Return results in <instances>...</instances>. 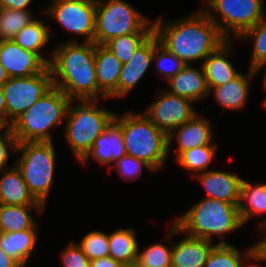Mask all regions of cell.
Returning a JSON list of instances; mask_svg holds the SVG:
<instances>
[{
	"label": "cell",
	"instance_id": "cell-51",
	"mask_svg": "<svg viewBox=\"0 0 266 267\" xmlns=\"http://www.w3.org/2000/svg\"><path fill=\"white\" fill-rule=\"evenodd\" d=\"M90 1H93V2H99L100 0H90Z\"/></svg>",
	"mask_w": 266,
	"mask_h": 267
},
{
	"label": "cell",
	"instance_id": "cell-24",
	"mask_svg": "<svg viewBox=\"0 0 266 267\" xmlns=\"http://www.w3.org/2000/svg\"><path fill=\"white\" fill-rule=\"evenodd\" d=\"M39 224L19 232L0 233V248L21 267H26L37 245Z\"/></svg>",
	"mask_w": 266,
	"mask_h": 267
},
{
	"label": "cell",
	"instance_id": "cell-48",
	"mask_svg": "<svg viewBox=\"0 0 266 267\" xmlns=\"http://www.w3.org/2000/svg\"><path fill=\"white\" fill-rule=\"evenodd\" d=\"M264 69L265 70V74H264V78H263V86H266V62L265 63H263L260 67H258V69L256 70V72H257V74H258V72H260L261 71V69Z\"/></svg>",
	"mask_w": 266,
	"mask_h": 267
},
{
	"label": "cell",
	"instance_id": "cell-22",
	"mask_svg": "<svg viewBox=\"0 0 266 267\" xmlns=\"http://www.w3.org/2000/svg\"><path fill=\"white\" fill-rule=\"evenodd\" d=\"M185 235L172 243L171 267H204L209 253L217 243Z\"/></svg>",
	"mask_w": 266,
	"mask_h": 267
},
{
	"label": "cell",
	"instance_id": "cell-15",
	"mask_svg": "<svg viewBox=\"0 0 266 267\" xmlns=\"http://www.w3.org/2000/svg\"><path fill=\"white\" fill-rule=\"evenodd\" d=\"M160 43L153 32L135 51L133 57L125 64L119 75L118 98H124L136 87L153 62L155 47Z\"/></svg>",
	"mask_w": 266,
	"mask_h": 267
},
{
	"label": "cell",
	"instance_id": "cell-35",
	"mask_svg": "<svg viewBox=\"0 0 266 267\" xmlns=\"http://www.w3.org/2000/svg\"><path fill=\"white\" fill-rule=\"evenodd\" d=\"M77 245L90 261L109 256V234L104 231H90Z\"/></svg>",
	"mask_w": 266,
	"mask_h": 267
},
{
	"label": "cell",
	"instance_id": "cell-7",
	"mask_svg": "<svg viewBox=\"0 0 266 267\" xmlns=\"http://www.w3.org/2000/svg\"><path fill=\"white\" fill-rule=\"evenodd\" d=\"M19 159L14 161L30 193L44 207L54 183L56 154L53 142L17 143Z\"/></svg>",
	"mask_w": 266,
	"mask_h": 267
},
{
	"label": "cell",
	"instance_id": "cell-17",
	"mask_svg": "<svg viewBox=\"0 0 266 267\" xmlns=\"http://www.w3.org/2000/svg\"><path fill=\"white\" fill-rule=\"evenodd\" d=\"M168 92L175 96L190 99L194 103L200 102L209 96L205 72L201 64L200 68L194 65H184L174 76L170 77Z\"/></svg>",
	"mask_w": 266,
	"mask_h": 267
},
{
	"label": "cell",
	"instance_id": "cell-23",
	"mask_svg": "<svg viewBox=\"0 0 266 267\" xmlns=\"http://www.w3.org/2000/svg\"><path fill=\"white\" fill-rule=\"evenodd\" d=\"M0 204L2 205H42L30 193L20 170L15 164L0 171Z\"/></svg>",
	"mask_w": 266,
	"mask_h": 267
},
{
	"label": "cell",
	"instance_id": "cell-21",
	"mask_svg": "<svg viewBox=\"0 0 266 267\" xmlns=\"http://www.w3.org/2000/svg\"><path fill=\"white\" fill-rule=\"evenodd\" d=\"M255 75H257V72L252 69H248L247 74L241 72L232 81L209 89V97L212 94L216 103L223 109L242 110L246 107L248 100L250 80Z\"/></svg>",
	"mask_w": 266,
	"mask_h": 267
},
{
	"label": "cell",
	"instance_id": "cell-9",
	"mask_svg": "<svg viewBox=\"0 0 266 267\" xmlns=\"http://www.w3.org/2000/svg\"><path fill=\"white\" fill-rule=\"evenodd\" d=\"M206 5L202 10L227 40L237 39L266 18L263 0H206Z\"/></svg>",
	"mask_w": 266,
	"mask_h": 267
},
{
	"label": "cell",
	"instance_id": "cell-37",
	"mask_svg": "<svg viewBox=\"0 0 266 267\" xmlns=\"http://www.w3.org/2000/svg\"><path fill=\"white\" fill-rule=\"evenodd\" d=\"M111 168H115L123 180L132 181L141 177L143 168L155 173L143 160L130 155H125L117 160Z\"/></svg>",
	"mask_w": 266,
	"mask_h": 267
},
{
	"label": "cell",
	"instance_id": "cell-2",
	"mask_svg": "<svg viewBox=\"0 0 266 267\" xmlns=\"http://www.w3.org/2000/svg\"><path fill=\"white\" fill-rule=\"evenodd\" d=\"M48 65L53 86L71 100L108 99L99 89L95 74V44L66 40L50 52Z\"/></svg>",
	"mask_w": 266,
	"mask_h": 267
},
{
	"label": "cell",
	"instance_id": "cell-45",
	"mask_svg": "<svg viewBox=\"0 0 266 267\" xmlns=\"http://www.w3.org/2000/svg\"><path fill=\"white\" fill-rule=\"evenodd\" d=\"M0 116H7V107L5 98L2 92V87H0Z\"/></svg>",
	"mask_w": 266,
	"mask_h": 267
},
{
	"label": "cell",
	"instance_id": "cell-3",
	"mask_svg": "<svg viewBox=\"0 0 266 267\" xmlns=\"http://www.w3.org/2000/svg\"><path fill=\"white\" fill-rule=\"evenodd\" d=\"M171 224L165 236L167 239L184 233L212 242L214 236H217L220 239L217 244L220 245L229 244L224 238L225 235L243 226L237 205L206 197L177 216Z\"/></svg>",
	"mask_w": 266,
	"mask_h": 267
},
{
	"label": "cell",
	"instance_id": "cell-31",
	"mask_svg": "<svg viewBox=\"0 0 266 267\" xmlns=\"http://www.w3.org/2000/svg\"><path fill=\"white\" fill-rule=\"evenodd\" d=\"M34 19L31 10L0 9V41L13 40Z\"/></svg>",
	"mask_w": 266,
	"mask_h": 267
},
{
	"label": "cell",
	"instance_id": "cell-43",
	"mask_svg": "<svg viewBox=\"0 0 266 267\" xmlns=\"http://www.w3.org/2000/svg\"><path fill=\"white\" fill-rule=\"evenodd\" d=\"M119 265L120 263L110 256L90 261V267H119Z\"/></svg>",
	"mask_w": 266,
	"mask_h": 267
},
{
	"label": "cell",
	"instance_id": "cell-29",
	"mask_svg": "<svg viewBox=\"0 0 266 267\" xmlns=\"http://www.w3.org/2000/svg\"><path fill=\"white\" fill-rule=\"evenodd\" d=\"M232 244H216L209 253L204 267H245L255 254L253 245L242 252ZM244 253V254H243Z\"/></svg>",
	"mask_w": 266,
	"mask_h": 267
},
{
	"label": "cell",
	"instance_id": "cell-10",
	"mask_svg": "<svg viewBox=\"0 0 266 267\" xmlns=\"http://www.w3.org/2000/svg\"><path fill=\"white\" fill-rule=\"evenodd\" d=\"M64 29L85 37L84 42L94 43L96 2L90 0H51L42 10Z\"/></svg>",
	"mask_w": 266,
	"mask_h": 267
},
{
	"label": "cell",
	"instance_id": "cell-27",
	"mask_svg": "<svg viewBox=\"0 0 266 267\" xmlns=\"http://www.w3.org/2000/svg\"><path fill=\"white\" fill-rule=\"evenodd\" d=\"M45 21L46 19L40 20L35 18L18 32L13 41L24 50L38 54L49 65L51 59L44 57L41 52L42 49L50 43L49 40L52 37L49 32L50 26L45 24Z\"/></svg>",
	"mask_w": 266,
	"mask_h": 267
},
{
	"label": "cell",
	"instance_id": "cell-12",
	"mask_svg": "<svg viewBox=\"0 0 266 267\" xmlns=\"http://www.w3.org/2000/svg\"><path fill=\"white\" fill-rule=\"evenodd\" d=\"M190 99L178 97L167 90L158 92V98L143 112L160 130L169 135L189 121L196 113Z\"/></svg>",
	"mask_w": 266,
	"mask_h": 267
},
{
	"label": "cell",
	"instance_id": "cell-46",
	"mask_svg": "<svg viewBox=\"0 0 266 267\" xmlns=\"http://www.w3.org/2000/svg\"><path fill=\"white\" fill-rule=\"evenodd\" d=\"M9 75L3 65L0 63V87L9 79Z\"/></svg>",
	"mask_w": 266,
	"mask_h": 267
},
{
	"label": "cell",
	"instance_id": "cell-40",
	"mask_svg": "<svg viewBox=\"0 0 266 267\" xmlns=\"http://www.w3.org/2000/svg\"><path fill=\"white\" fill-rule=\"evenodd\" d=\"M33 0H0V9L29 10Z\"/></svg>",
	"mask_w": 266,
	"mask_h": 267
},
{
	"label": "cell",
	"instance_id": "cell-1",
	"mask_svg": "<svg viewBox=\"0 0 266 267\" xmlns=\"http://www.w3.org/2000/svg\"><path fill=\"white\" fill-rule=\"evenodd\" d=\"M160 44L184 65L203 61L227 39L203 10L169 22L153 21Z\"/></svg>",
	"mask_w": 266,
	"mask_h": 267
},
{
	"label": "cell",
	"instance_id": "cell-20",
	"mask_svg": "<svg viewBox=\"0 0 266 267\" xmlns=\"http://www.w3.org/2000/svg\"><path fill=\"white\" fill-rule=\"evenodd\" d=\"M232 40H226L203 61L208 89L232 81L241 72L237 71L228 57L232 52Z\"/></svg>",
	"mask_w": 266,
	"mask_h": 267
},
{
	"label": "cell",
	"instance_id": "cell-16",
	"mask_svg": "<svg viewBox=\"0 0 266 267\" xmlns=\"http://www.w3.org/2000/svg\"><path fill=\"white\" fill-rule=\"evenodd\" d=\"M193 177H196L205 188L207 195L204 197L222 200L238 206L243 179L240 176L227 171L208 169L206 172Z\"/></svg>",
	"mask_w": 266,
	"mask_h": 267
},
{
	"label": "cell",
	"instance_id": "cell-18",
	"mask_svg": "<svg viewBox=\"0 0 266 267\" xmlns=\"http://www.w3.org/2000/svg\"><path fill=\"white\" fill-rule=\"evenodd\" d=\"M125 155L126 150L121 128L112 121L105 131L96 138L91 150L80 163L86 164L91 157L103 166L108 165L111 168L117 160Z\"/></svg>",
	"mask_w": 266,
	"mask_h": 267
},
{
	"label": "cell",
	"instance_id": "cell-32",
	"mask_svg": "<svg viewBox=\"0 0 266 267\" xmlns=\"http://www.w3.org/2000/svg\"><path fill=\"white\" fill-rule=\"evenodd\" d=\"M253 42L249 69L257 70L266 62V18L260 20L253 27L244 31L239 39Z\"/></svg>",
	"mask_w": 266,
	"mask_h": 267
},
{
	"label": "cell",
	"instance_id": "cell-42",
	"mask_svg": "<svg viewBox=\"0 0 266 267\" xmlns=\"http://www.w3.org/2000/svg\"><path fill=\"white\" fill-rule=\"evenodd\" d=\"M0 136H15L13 122L7 116H0Z\"/></svg>",
	"mask_w": 266,
	"mask_h": 267
},
{
	"label": "cell",
	"instance_id": "cell-39",
	"mask_svg": "<svg viewBox=\"0 0 266 267\" xmlns=\"http://www.w3.org/2000/svg\"><path fill=\"white\" fill-rule=\"evenodd\" d=\"M17 141L15 136H0V171L11 168L7 162L11 157L10 153L16 152Z\"/></svg>",
	"mask_w": 266,
	"mask_h": 267
},
{
	"label": "cell",
	"instance_id": "cell-30",
	"mask_svg": "<svg viewBox=\"0 0 266 267\" xmlns=\"http://www.w3.org/2000/svg\"><path fill=\"white\" fill-rule=\"evenodd\" d=\"M217 145H203L193 149L183 151L177 158L176 162L184 170L195 172V176L199 173L206 172L216 158Z\"/></svg>",
	"mask_w": 266,
	"mask_h": 267
},
{
	"label": "cell",
	"instance_id": "cell-44",
	"mask_svg": "<svg viewBox=\"0 0 266 267\" xmlns=\"http://www.w3.org/2000/svg\"><path fill=\"white\" fill-rule=\"evenodd\" d=\"M0 267H21L0 248Z\"/></svg>",
	"mask_w": 266,
	"mask_h": 267
},
{
	"label": "cell",
	"instance_id": "cell-33",
	"mask_svg": "<svg viewBox=\"0 0 266 267\" xmlns=\"http://www.w3.org/2000/svg\"><path fill=\"white\" fill-rule=\"evenodd\" d=\"M152 33H134L119 36L106 42L104 46L108 48L122 64L127 63L134 55L135 51Z\"/></svg>",
	"mask_w": 266,
	"mask_h": 267
},
{
	"label": "cell",
	"instance_id": "cell-11",
	"mask_svg": "<svg viewBox=\"0 0 266 267\" xmlns=\"http://www.w3.org/2000/svg\"><path fill=\"white\" fill-rule=\"evenodd\" d=\"M7 117L14 122L53 87L49 67L29 77L9 78L2 86Z\"/></svg>",
	"mask_w": 266,
	"mask_h": 267
},
{
	"label": "cell",
	"instance_id": "cell-6",
	"mask_svg": "<svg viewBox=\"0 0 266 267\" xmlns=\"http://www.w3.org/2000/svg\"><path fill=\"white\" fill-rule=\"evenodd\" d=\"M98 101L78 100L74 105V100H71L67 108L63 134L78 162L114 120L116 112L99 107Z\"/></svg>",
	"mask_w": 266,
	"mask_h": 267
},
{
	"label": "cell",
	"instance_id": "cell-25",
	"mask_svg": "<svg viewBox=\"0 0 266 267\" xmlns=\"http://www.w3.org/2000/svg\"><path fill=\"white\" fill-rule=\"evenodd\" d=\"M238 213L243 225L256 215L266 213V183L253 185L246 179H242ZM262 226H266V217L259 224V227Z\"/></svg>",
	"mask_w": 266,
	"mask_h": 267
},
{
	"label": "cell",
	"instance_id": "cell-36",
	"mask_svg": "<svg viewBox=\"0 0 266 267\" xmlns=\"http://www.w3.org/2000/svg\"><path fill=\"white\" fill-rule=\"evenodd\" d=\"M155 68L165 80L179 72L184 64L160 43L155 47L154 58Z\"/></svg>",
	"mask_w": 266,
	"mask_h": 267
},
{
	"label": "cell",
	"instance_id": "cell-41",
	"mask_svg": "<svg viewBox=\"0 0 266 267\" xmlns=\"http://www.w3.org/2000/svg\"><path fill=\"white\" fill-rule=\"evenodd\" d=\"M257 231L266 232V226L258 227ZM255 255L258 257V261L266 262V236L260 241L253 244Z\"/></svg>",
	"mask_w": 266,
	"mask_h": 267
},
{
	"label": "cell",
	"instance_id": "cell-8",
	"mask_svg": "<svg viewBox=\"0 0 266 267\" xmlns=\"http://www.w3.org/2000/svg\"><path fill=\"white\" fill-rule=\"evenodd\" d=\"M153 22L125 0L96 2L94 44L134 33H153Z\"/></svg>",
	"mask_w": 266,
	"mask_h": 267
},
{
	"label": "cell",
	"instance_id": "cell-28",
	"mask_svg": "<svg viewBox=\"0 0 266 267\" xmlns=\"http://www.w3.org/2000/svg\"><path fill=\"white\" fill-rule=\"evenodd\" d=\"M136 234L133 228L112 231L109 234V256L120 264L137 261L139 244Z\"/></svg>",
	"mask_w": 266,
	"mask_h": 267
},
{
	"label": "cell",
	"instance_id": "cell-14",
	"mask_svg": "<svg viewBox=\"0 0 266 267\" xmlns=\"http://www.w3.org/2000/svg\"><path fill=\"white\" fill-rule=\"evenodd\" d=\"M211 121L196 113L189 121L174 129L168 135V154L175 150V159L189 149L203 145H217L213 140ZM176 141L177 147L173 148L172 143Z\"/></svg>",
	"mask_w": 266,
	"mask_h": 267
},
{
	"label": "cell",
	"instance_id": "cell-34",
	"mask_svg": "<svg viewBox=\"0 0 266 267\" xmlns=\"http://www.w3.org/2000/svg\"><path fill=\"white\" fill-rule=\"evenodd\" d=\"M171 260V240L167 246L157 242L144 248L143 251L138 249L137 262L140 267H171Z\"/></svg>",
	"mask_w": 266,
	"mask_h": 267
},
{
	"label": "cell",
	"instance_id": "cell-5",
	"mask_svg": "<svg viewBox=\"0 0 266 267\" xmlns=\"http://www.w3.org/2000/svg\"><path fill=\"white\" fill-rule=\"evenodd\" d=\"M70 101L62 90L53 86L13 122L17 143L53 142L51 131L62 124Z\"/></svg>",
	"mask_w": 266,
	"mask_h": 267
},
{
	"label": "cell",
	"instance_id": "cell-19",
	"mask_svg": "<svg viewBox=\"0 0 266 267\" xmlns=\"http://www.w3.org/2000/svg\"><path fill=\"white\" fill-rule=\"evenodd\" d=\"M122 65L108 48L95 44V74L98 89L108 99L118 98V81Z\"/></svg>",
	"mask_w": 266,
	"mask_h": 267
},
{
	"label": "cell",
	"instance_id": "cell-38",
	"mask_svg": "<svg viewBox=\"0 0 266 267\" xmlns=\"http://www.w3.org/2000/svg\"><path fill=\"white\" fill-rule=\"evenodd\" d=\"M60 259L63 267H90V260L83 253L77 242H70L61 252Z\"/></svg>",
	"mask_w": 266,
	"mask_h": 267
},
{
	"label": "cell",
	"instance_id": "cell-49",
	"mask_svg": "<svg viewBox=\"0 0 266 267\" xmlns=\"http://www.w3.org/2000/svg\"><path fill=\"white\" fill-rule=\"evenodd\" d=\"M119 267H140L138 262H131V263H122L119 265Z\"/></svg>",
	"mask_w": 266,
	"mask_h": 267
},
{
	"label": "cell",
	"instance_id": "cell-26",
	"mask_svg": "<svg viewBox=\"0 0 266 267\" xmlns=\"http://www.w3.org/2000/svg\"><path fill=\"white\" fill-rule=\"evenodd\" d=\"M32 209L41 213L45 210V207L43 205L14 206L0 204V233H11L32 229L37 224L34 216L30 214V212L33 211Z\"/></svg>",
	"mask_w": 266,
	"mask_h": 267
},
{
	"label": "cell",
	"instance_id": "cell-50",
	"mask_svg": "<svg viewBox=\"0 0 266 267\" xmlns=\"http://www.w3.org/2000/svg\"><path fill=\"white\" fill-rule=\"evenodd\" d=\"M264 90L266 91V86H263ZM263 106L266 108V97L265 99L263 100Z\"/></svg>",
	"mask_w": 266,
	"mask_h": 267
},
{
	"label": "cell",
	"instance_id": "cell-47",
	"mask_svg": "<svg viewBox=\"0 0 266 267\" xmlns=\"http://www.w3.org/2000/svg\"><path fill=\"white\" fill-rule=\"evenodd\" d=\"M250 261H253V263L248 264L245 267H264V266H261V265L255 263V261L259 262L258 261V257L255 254L252 256V258L250 259Z\"/></svg>",
	"mask_w": 266,
	"mask_h": 267
},
{
	"label": "cell",
	"instance_id": "cell-13",
	"mask_svg": "<svg viewBox=\"0 0 266 267\" xmlns=\"http://www.w3.org/2000/svg\"><path fill=\"white\" fill-rule=\"evenodd\" d=\"M0 63L10 78L29 77L48 68L38 54L24 50L13 40L0 41Z\"/></svg>",
	"mask_w": 266,
	"mask_h": 267
},
{
	"label": "cell",
	"instance_id": "cell-4",
	"mask_svg": "<svg viewBox=\"0 0 266 267\" xmlns=\"http://www.w3.org/2000/svg\"><path fill=\"white\" fill-rule=\"evenodd\" d=\"M113 121L121 128L127 155L143 160L155 173L166 167L168 135L144 113H115Z\"/></svg>",
	"mask_w": 266,
	"mask_h": 267
}]
</instances>
